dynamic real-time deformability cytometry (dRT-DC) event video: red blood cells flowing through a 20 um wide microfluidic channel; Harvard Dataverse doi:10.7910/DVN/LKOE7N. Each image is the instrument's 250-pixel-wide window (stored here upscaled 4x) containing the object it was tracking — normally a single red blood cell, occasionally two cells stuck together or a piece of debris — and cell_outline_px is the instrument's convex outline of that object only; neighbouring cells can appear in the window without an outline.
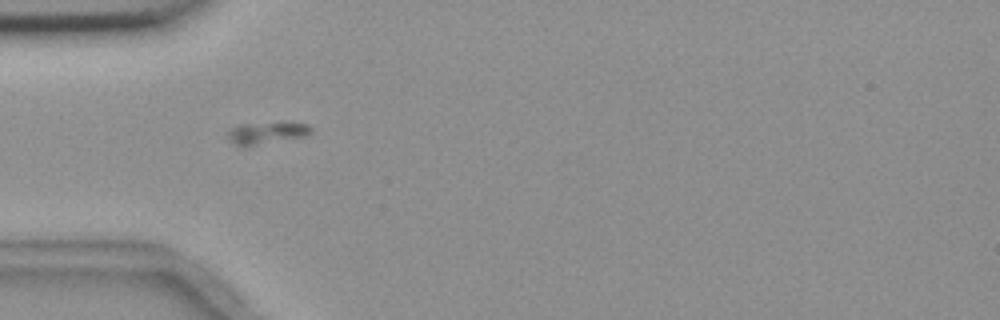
{"species": "common noctule bat (a hibernating species)", "species_latin": "Nyctalus noctula", "temperature_condition": "room temperature", "stored_images_in_passage": 2, "camera_frame_rate_fps": 3000, "um_per_image_px": 0.085, "animal": {"sex": "female", "body_mass_g": 18.4}, "frame": {"image": 1, "passage_image": 1, "time_ms": 0.0, "image_size_px": [1000, 320], "cell_outline_px": [[312, 132], [304, 136], [244, 148], [240, 148], [228, 140], [228, 132], [232, 128], [240, 124], [308, 124], [312, 128]], "centroid_in_image_um": [22.58, 11.36], "position_along_channel_um": 62.4, "area_um2": 10.46}}